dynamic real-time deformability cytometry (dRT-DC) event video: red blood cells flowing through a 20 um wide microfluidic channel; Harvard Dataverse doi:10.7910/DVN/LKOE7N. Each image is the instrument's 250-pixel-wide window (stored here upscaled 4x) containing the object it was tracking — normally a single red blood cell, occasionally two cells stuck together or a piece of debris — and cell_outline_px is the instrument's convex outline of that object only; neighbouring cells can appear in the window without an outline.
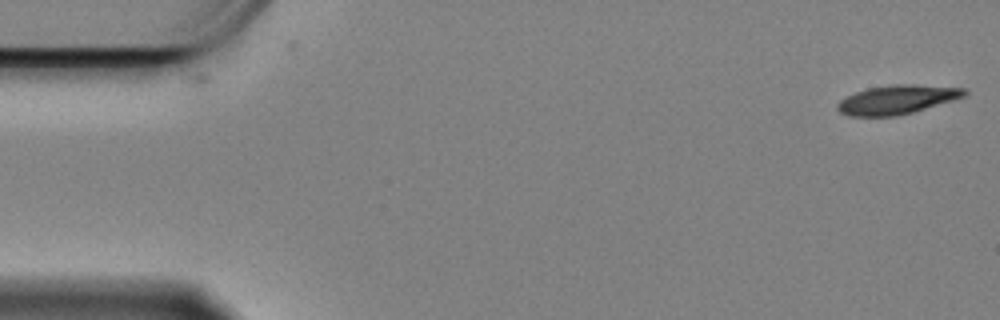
{"species": "Egyptian fruit bat (a non-hibernating species)", "species_latin": "Rousettus aegyptiacus", "temperature_condition": "cold", "stored_images_in_passage": 58, "camera_frame_rate_fps": 3000, "um_per_image_px": 0.085, "animal": {"sex": "female"}, "frame": {"image": 1, "passage_image": 1, "time_ms": 0.0, "image_size_px": [1000, 320], "cell_outline_px": [[968, 96], [912, 112], [896, 116], [848, 116], [840, 112], [836, 108], [836, 104], [840, 100], [856, 92], [868, 88], [892, 84], [912, 84], [964, 88], [968, 92]], "centroid_in_image_um": [76.26, 8.46], "position_along_channel_um": 8.7, "area_um2": 21.44}}
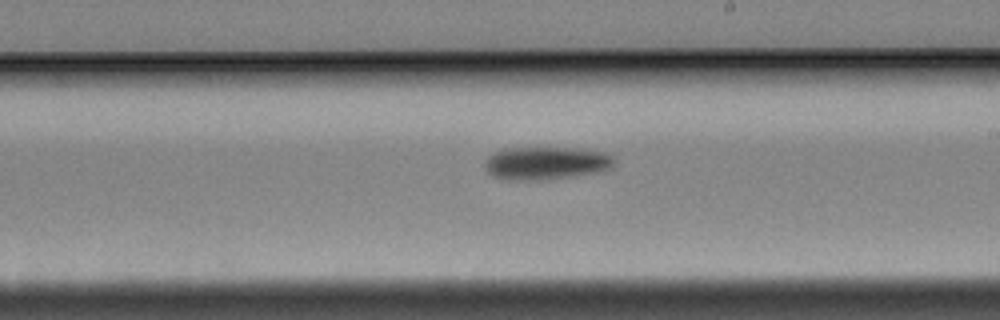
{"frame": {"image": 2, "passage_image": 33, "time_ms": 10.667, "image_size_px": [1000, 320], "cell_outline_px": [[612, 168], [596, 172], [548, 180], [504, 180], [492, 176], [484, 168], [484, 160], [492, 152], [504, 148], [580, 148], [604, 152], [612, 156]], "centroid_in_image_um": [46.33, 13.87], "position_along_channel_um": 242.7, "area_um2": 25.09}}
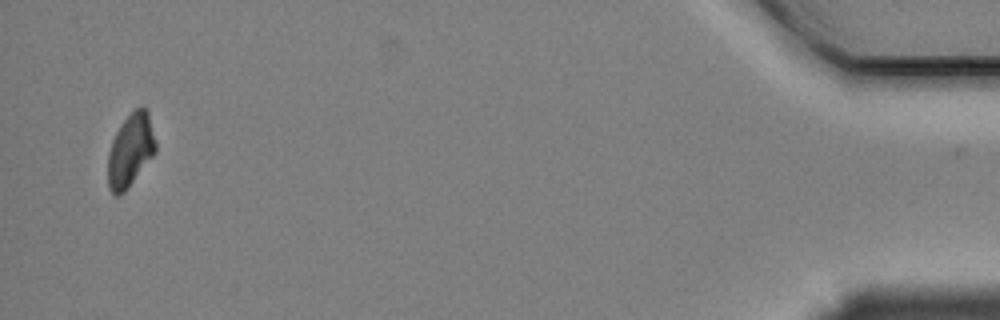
{"frame": {"image": 3, "passage_image": 57, "time_ms": 18.667, "image_size_px": [1000, 320], "cell_outline_px": [[156, 152], [128, 188], [120, 196], [116, 196], [108, 188], [108, 152], [112, 140], [120, 124], [140, 104], [144, 104], [148, 112], [156, 144]], "centroid_in_image_um": [11.08, 12.77], "position_along_channel_um": 424.1, "area_um2": 20.4}, "authors_computed_cell_mechanics": {"area_um2": 22.831, "velocity_mm_per_s": 3.3321, "shape_relaxation_time_tau1_ms": 1.9766, "shape_relaxation_time_tau2_ms": null, "deformation_change_tau1": 0.1219, "deformation_change_tau2": null}}